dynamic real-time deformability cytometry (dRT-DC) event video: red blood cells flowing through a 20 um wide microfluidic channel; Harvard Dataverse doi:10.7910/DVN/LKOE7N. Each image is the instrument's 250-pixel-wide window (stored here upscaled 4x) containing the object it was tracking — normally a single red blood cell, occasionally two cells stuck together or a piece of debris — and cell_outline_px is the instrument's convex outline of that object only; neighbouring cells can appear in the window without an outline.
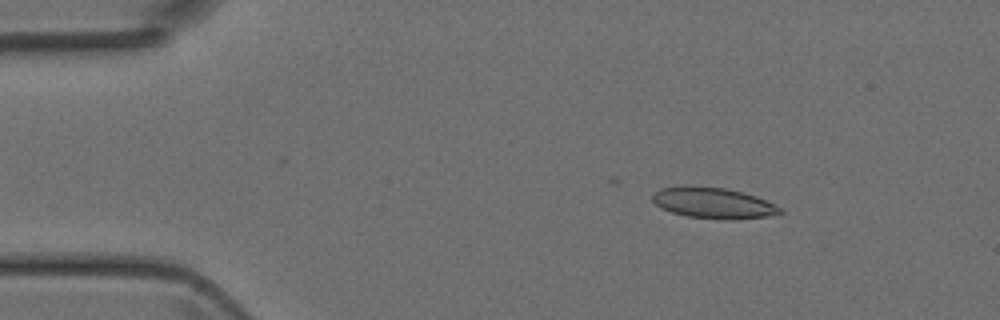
{"species": "Egyptian fruit bat (a non-hibernating species)", "species_latin": "Rousettus aegyptiacus", "temperature_condition": "room temperature", "stored_images_in_passage": 48, "camera_frame_rate_fps": 3000, "um_per_image_px": 0.085, "animal": {"sex": "female"}, "frame": {"image": 1, "passage_image": 7, "time_ms": 2.0, "image_size_px": [1000, 320], "cell_outline_px": [[784, 212], [768, 216], [688, 216], [672, 212], [660, 208], [652, 200], [652, 192], [660, 188], [684, 184], [692, 184], [724, 188], [756, 196], [780, 208]], "centroid_in_image_um": [60.46, 17.16], "position_along_channel_um": 24.5, "area_um2": 21.96}}
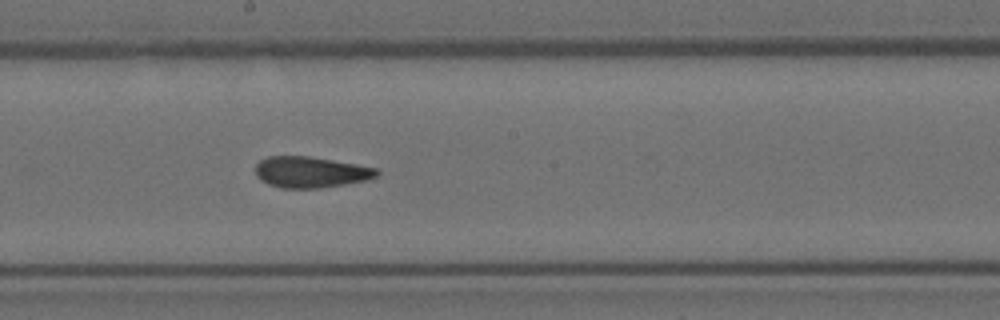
{"frame": {"image": 2, "passage_image": 26, "time_ms": 8.333, "image_size_px": [1000, 320], "cell_outline_px": [[380, 172], [376, 176], [368, 180], [344, 184], [316, 188], [280, 188], [268, 184], [260, 180], [256, 176], [256, 164], [260, 160], [268, 156], [308, 156], [356, 164], [376, 168]], "centroid_in_image_um": [26.38, 14.63], "position_along_channel_um": 221.8, "area_um2": 21.91}}
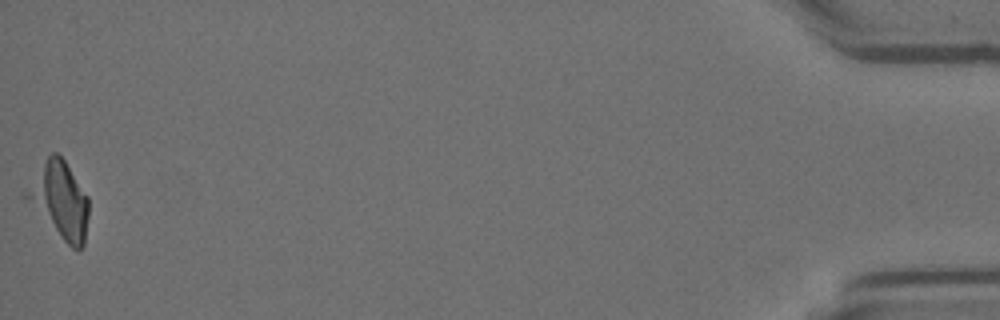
{"frame": {"image": 3, "passage_image": 48, "time_ms": 15.667, "image_size_px": [1000, 320], "cell_outline_px": [[88, 216], [84, 244], [76, 252], [20, 196], [20, 192], [48, 156], [52, 152], [56, 152], [64, 160], [88, 196]], "centroid_in_image_um": [5.02, 17.0], "position_along_channel_um": 430.2, "area_um2": 27.69}}